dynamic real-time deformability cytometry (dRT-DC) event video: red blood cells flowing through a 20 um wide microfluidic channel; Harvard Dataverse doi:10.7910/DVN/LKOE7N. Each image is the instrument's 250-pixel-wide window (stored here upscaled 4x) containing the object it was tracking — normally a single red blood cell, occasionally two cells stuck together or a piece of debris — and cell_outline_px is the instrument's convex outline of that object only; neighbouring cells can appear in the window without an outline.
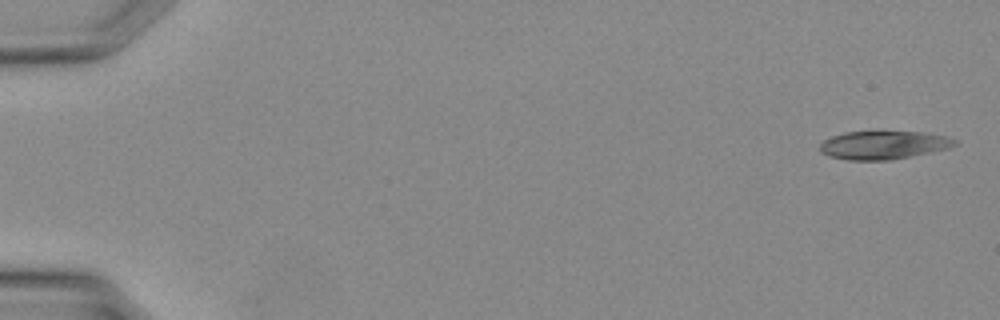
{"species": "Egyptian fruit bat (a non-hibernating species)", "species_latin": "Rousettus aegyptiacus", "temperature_condition": "warm", "stored_images_in_passage": 36, "camera_frame_rate_fps": 3000, "um_per_image_px": 0.085, "animal": {"sex": "female"}, "frame": {"image": 1, "passage_image": 1, "time_ms": 0.0, "image_size_px": [1000, 320], "cell_outline_px": [[956, 144], [948, 148], [892, 160], [848, 160], [832, 156], [820, 152], [820, 144], [824, 140], [832, 136], [844, 132], [920, 132], [944, 136], [956, 140]], "centroid_in_image_um": [75.06, 12.33], "position_along_channel_um": 9.9, "area_um2": 21.85}}
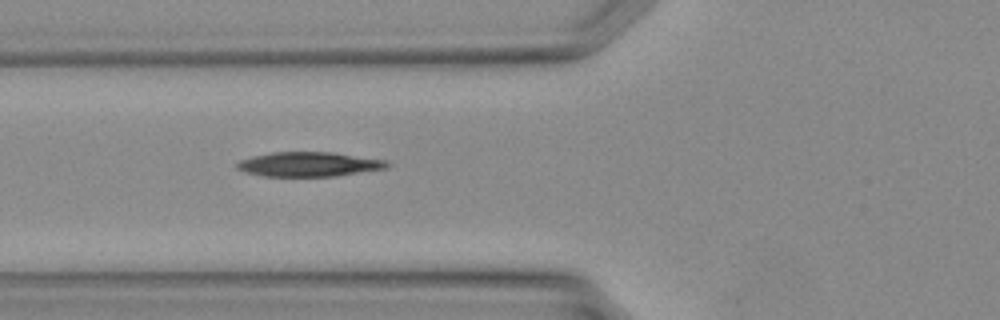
{"frame": {"image": 2, "passage_image": 14, "time_ms": 4.333, "image_size_px": [1000, 320], "cell_outline_px": [[392, 164], [388, 168], [336, 176], [264, 176], [244, 172], [236, 168], [236, 164], [240, 160], [252, 156], [272, 152], [332, 152], [388, 160]], "centroid_in_image_um": [26.29, 13.96], "position_along_channel_um": 99.5, "area_um2": 21.62}}
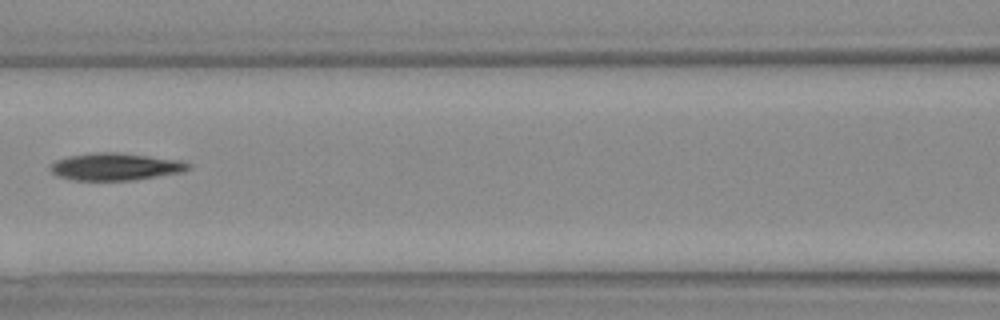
{"frame": {"image": 3, "passage_image": 17, "time_ms": 5.333, "image_size_px": [1000, 320], "cell_outline_px": [[192, 168], [180, 172], [132, 180], [72, 180], [56, 176], [48, 168], [56, 160], [68, 156], [96, 152], [116, 152], [180, 160], [192, 164]], "centroid_in_image_um": [9.78, 14.16], "position_along_channel_um": 156.8, "area_um2": 21.85}}